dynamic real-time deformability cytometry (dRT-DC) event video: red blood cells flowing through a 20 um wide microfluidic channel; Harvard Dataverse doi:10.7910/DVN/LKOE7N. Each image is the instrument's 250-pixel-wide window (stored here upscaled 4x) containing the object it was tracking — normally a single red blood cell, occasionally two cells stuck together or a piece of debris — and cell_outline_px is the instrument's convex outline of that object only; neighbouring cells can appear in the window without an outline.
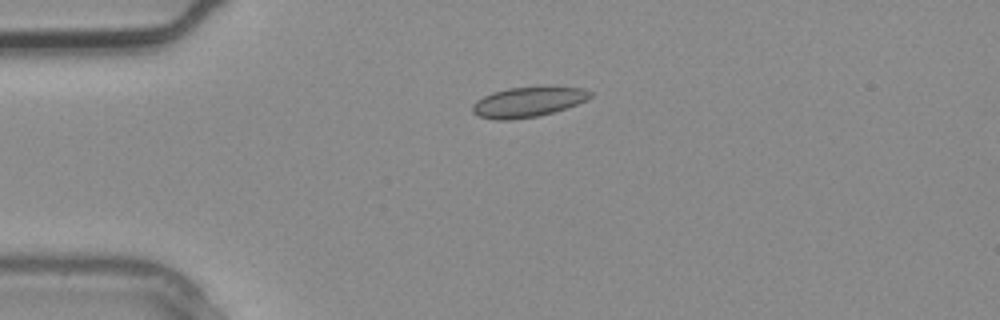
{"species": "common noctule bat (a hibernating species)", "species_latin": "Nyctalus noctula", "temperature_condition": "warm", "stored_images_in_passage": 1, "camera_frame_rate_fps": 3000, "um_per_image_px": 0.085, "animal": {"sex": "male", "body_mass_g": 20.4}, "frame": {"image": 1, "passage_image": 1, "time_ms": 0.0, "image_size_px": [1000, 320], "cell_outline_px": [[592, 96], [588, 100], [552, 112], [536, 116], [512, 120], [496, 120], [480, 116], [472, 112], [472, 104], [476, 100], [492, 92], [508, 88], [544, 84], [584, 88], [592, 92]], "centroid_in_image_um": [44.91, 8.62], "position_along_channel_um": 40.1, "area_um2": 21.27}}